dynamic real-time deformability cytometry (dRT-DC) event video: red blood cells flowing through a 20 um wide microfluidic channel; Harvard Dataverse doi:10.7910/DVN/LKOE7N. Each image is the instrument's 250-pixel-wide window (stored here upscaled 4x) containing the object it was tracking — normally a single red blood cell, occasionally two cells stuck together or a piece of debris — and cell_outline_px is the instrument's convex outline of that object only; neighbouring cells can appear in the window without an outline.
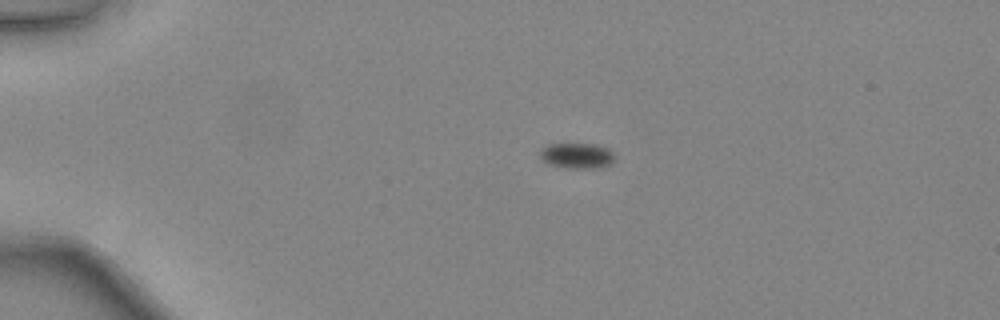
{"species": "common noctule bat (a hibernating species)", "species_latin": "Nyctalus noctula", "temperature_condition": "warm", "stored_images_in_passage": 38, "camera_frame_rate_fps": 3000, "um_per_image_px": 0.085, "animal": {"sex": "female", "body_mass_g": 24.6, "forearm_length_mm": 56.2}, "frame": {"image": 1, "passage_image": 1, "time_ms": 0.0, "image_size_px": [1000, 320], "cell_outline_px": [[612, 160], [608, 164], [596, 168], [568, 168], [548, 164], [540, 156], [540, 148], [548, 144], [596, 144], [608, 148], [612, 152]], "centroid_in_image_um": [48.99, 13.22], "position_along_channel_um": 36.0, "area_um2": 10.92}}
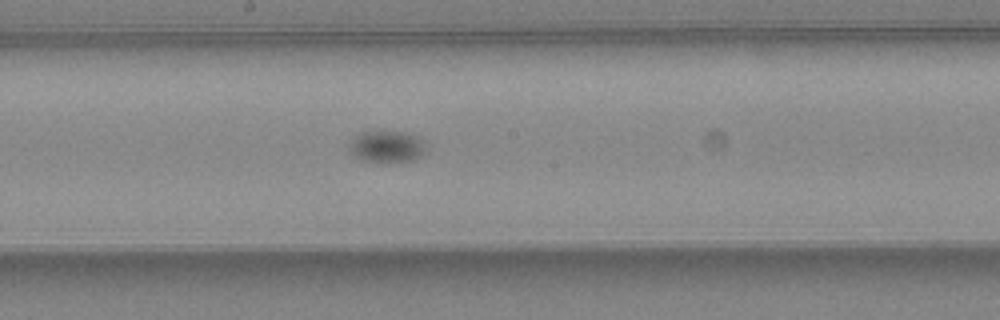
{"frame": {"image": 2, "passage_image": 17, "time_ms": 5.333, "image_size_px": [1000, 320], "cell_outline_px": [[428, 144], [424, 152], [416, 160], [392, 164], [384, 164], [360, 160], [352, 156], [348, 152], [352, 140], [356, 136], [364, 132], [408, 132], [424, 140]], "centroid_in_image_um": [32.92, 12.52], "position_along_channel_um": 215.3, "area_um2": 14.8}}
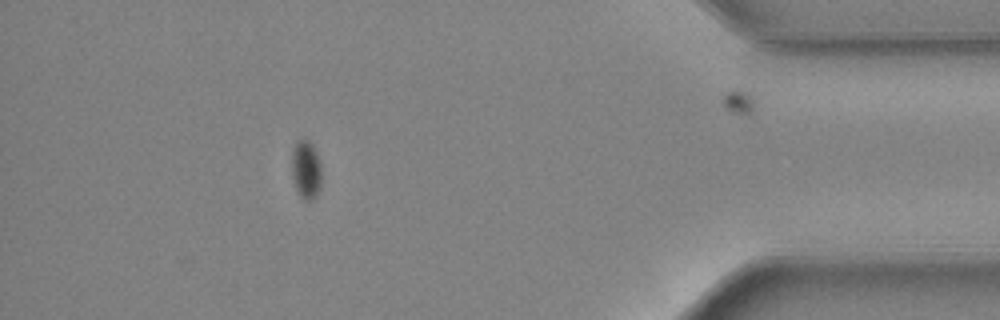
{"frame": {"image": 3, "passage_image": 33, "time_ms": 10.667, "image_size_px": [1000, 320], "cell_outline_px": [[320, 188], [316, 196], [312, 200], [304, 200], [300, 196], [296, 188], [292, 176], [292, 152], [296, 140], [308, 140], [312, 144], [316, 152], [320, 164]], "centroid_in_image_um": [26.0, 14.42], "position_along_channel_um": 409.2, "area_um2": 10.06}, "authors_computed_cell_mechanics": {"area_um2": 11.9357, "velocity_mm_per_s": 4.4607, "shape_relaxation_time_tau1_ms": 0.6814, "shape_relaxation_time_tau2_ms": null, "deformation_change_tau1": 0.0614, "deformation_change_tau2": null}}